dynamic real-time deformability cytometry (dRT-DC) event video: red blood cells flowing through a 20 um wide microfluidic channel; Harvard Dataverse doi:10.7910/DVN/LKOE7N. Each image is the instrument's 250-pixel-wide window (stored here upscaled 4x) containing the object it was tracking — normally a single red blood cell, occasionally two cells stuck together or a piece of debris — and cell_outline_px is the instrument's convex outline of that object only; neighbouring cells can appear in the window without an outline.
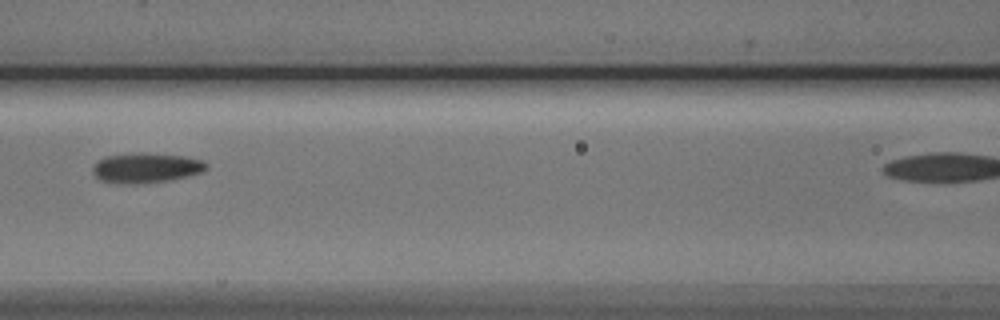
{"species": "Egyptian fruit bat (a non-hibernating species)", "species_latin": "Rousettus aegyptiacus", "temperature_condition": "cold", "stored_images_in_passage": 7, "segment_of_instrument_passage": [1, 2], "camera_frame_rate_fps": 3000, "um_per_image_px": 0.085, "animal": {"sex": "male"}, "frame": {"image": 1, "passage_image": 6, "time_ms": 5.667, "image_size_px": [1000, 320], "cell_outline_px": [[208, 168], [204, 172], [188, 176], [168, 180], [136, 184], [116, 184], [100, 180], [92, 172], [92, 168], [104, 156], [140, 152], [184, 156], [200, 160], [208, 164]], "centroid_in_image_um": [12.41, 14.27], "position_along_channel_um": 154.2, "area_um2": 19.94}}